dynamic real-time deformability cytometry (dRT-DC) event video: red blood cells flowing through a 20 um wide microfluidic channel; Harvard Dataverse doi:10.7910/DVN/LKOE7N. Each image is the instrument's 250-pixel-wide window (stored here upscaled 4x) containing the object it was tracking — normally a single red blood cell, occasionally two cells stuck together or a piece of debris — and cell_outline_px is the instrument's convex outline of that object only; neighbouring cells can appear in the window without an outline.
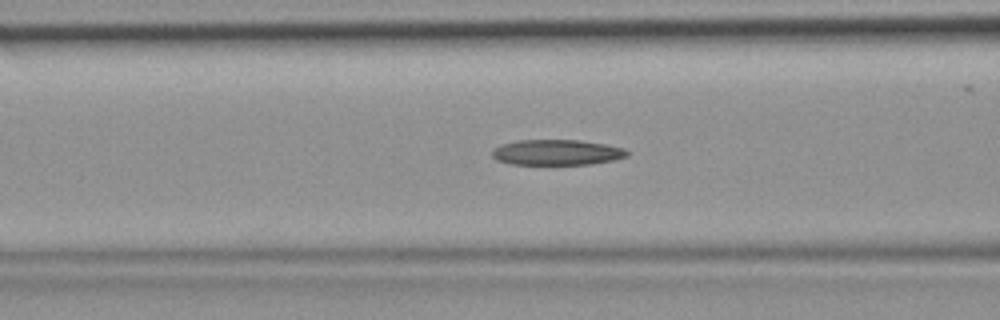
{"species": "common noctule bat (a hibernating species)", "species_latin": "Nyctalus noctula", "temperature_condition": "room temperature", "stored_images_in_passage": 40, "camera_frame_rate_fps": 3000, "um_per_image_px": 0.085, "animal": {"sex": "female", "body_mass_g": 19.9}, "frame": {"image": 1, "passage_image": 13, "time_ms": 4.0, "image_size_px": [1000, 320], "cell_outline_px": [[628, 156], [612, 160], [592, 164], [512, 164], [496, 160], [492, 156], [492, 148], [500, 144], [516, 140], [580, 140], [604, 144], [624, 148], [628, 152]], "centroid_in_image_um": [47.28, 12.94], "position_along_channel_um": 119.3, "area_um2": 20.11}}
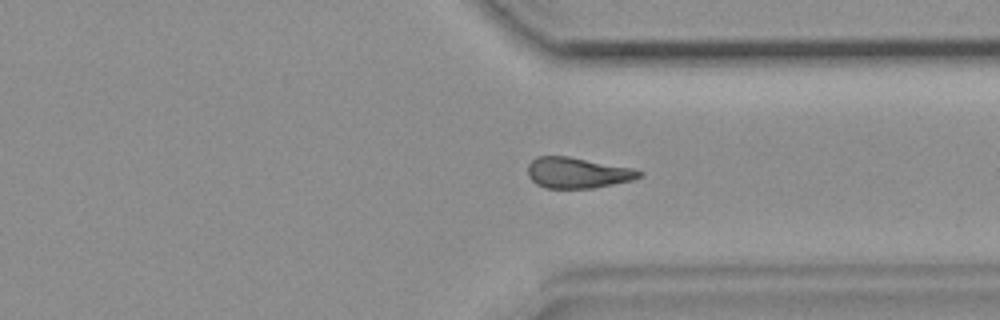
{"frame": {"image": 2, "passage_image": 29, "time_ms": 9.333, "image_size_px": [1000, 320], "cell_outline_px": [[644, 172], [640, 176], [632, 180], [592, 188], [544, 188], [536, 184], [528, 176], [528, 164], [536, 156], [568, 156], [632, 168]], "centroid_in_image_um": [49.05, 14.68], "position_along_channel_um": 362.4, "area_um2": 19.88}}
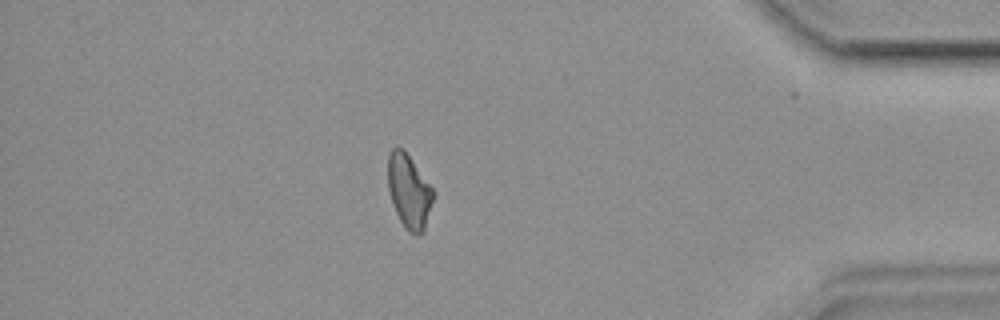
{"frame": {"image": 3, "passage_image": 34, "time_ms": 11.0, "image_size_px": [1000, 320], "cell_outline_px": [[432, 200], [424, 232], [420, 236], [416, 236], [408, 232], [404, 228], [396, 212], [388, 188], [388, 152], [396, 144], [404, 148], [432, 188]], "centroid_in_image_um": [34.74, 16.24], "position_along_channel_um": 400.5, "area_um2": 19.54}}